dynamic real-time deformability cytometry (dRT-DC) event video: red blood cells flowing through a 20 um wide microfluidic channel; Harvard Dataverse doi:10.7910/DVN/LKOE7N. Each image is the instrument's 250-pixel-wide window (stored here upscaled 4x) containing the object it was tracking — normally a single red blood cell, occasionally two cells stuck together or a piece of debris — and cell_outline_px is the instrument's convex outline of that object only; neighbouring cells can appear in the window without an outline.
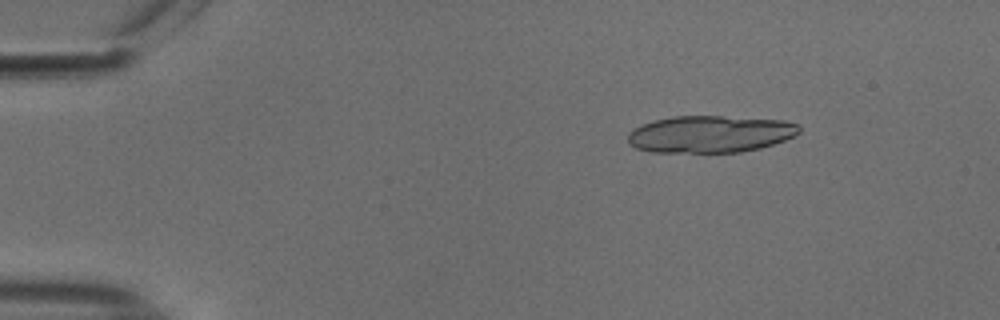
{"species": "common noctule bat (a hibernating species)", "species_latin": "Nyctalus noctula", "temperature_condition": "cold", "stored_images_in_passage": 47, "camera_frame_rate_fps": 3000, "um_per_image_px": 0.085, "animal": {"sex": "male", "body_mass_g": 18.8}, "frame": {"image": 1, "passage_image": 1, "time_ms": 0.0, "image_size_px": [1000, 320], "cell_outline_px": [[800, 132], [796, 136], [760, 148], [740, 152], [652, 152], [636, 148], [628, 144], [628, 132], [652, 120], [672, 116], [720, 116], [784, 120], [800, 124]], "centroid_in_image_um": [60.38, 11.39], "position_along_channel_um": 24.6, "area_um2": 37.11}}
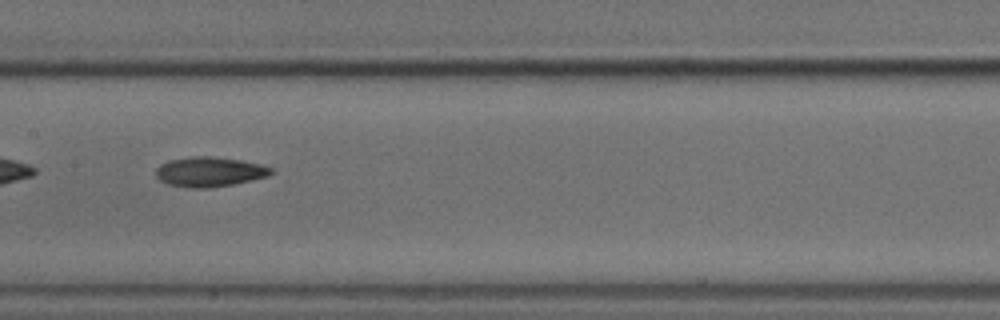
{"frame": {"image": 2, "passage_image": 21, "time_ms": 6.667, "image_size_px": [1000, 320], "cell_outline_px": [[272, 172], [268, 176], [252, 180], [232, 184], [208, 188], [192, 188], [168, 184], [160, 180], [156, 176], [156, 168], [160, 164], [168, 160], [192, 156], [208, 156], [240, 160], [260, 164], [272, 168]], "centroid_in_image_um": [17.78, 14.6], "position_along_channel_um": 189.6, "area_um2": 19.88}}
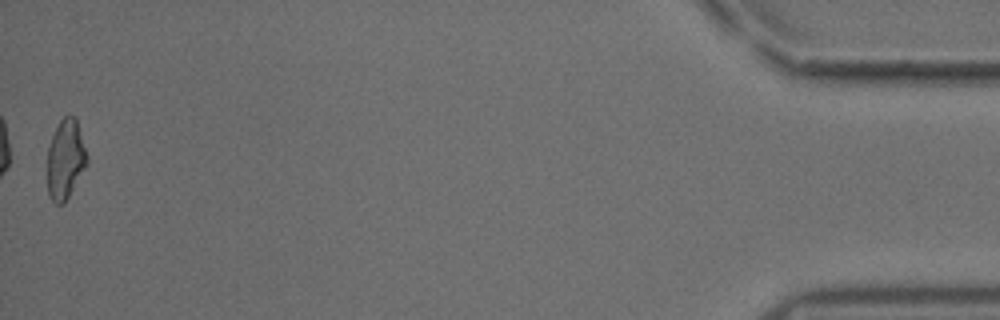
{"frame": {"image": 3, "passage_image": 47, "time_ms": 15.333, "image_size_px": [1000, 320], "cell_outline_px": [[88, 164], [64, 204], [56, 204], [48, 196], [48, 148], [52, 136], [60, 120], [68, 112], [76, 116], [88, 156]], "centroid_in_image_um": [5.59, 13.51], "position_along_channel_um": 429.6, "area_um2": 18.67}, "authors_computed_cell_mechanics": {"area_um2": 19.5364, "velocity_mm_per_s": 3.7847, "shape_relaxation_time_tau1_ms": 8.88, "shape_relaxation_time_tau2_ms": 9.4177, "deformation_change_tau1": 0.1729, "deformation_change_tau2": 0.1929}}